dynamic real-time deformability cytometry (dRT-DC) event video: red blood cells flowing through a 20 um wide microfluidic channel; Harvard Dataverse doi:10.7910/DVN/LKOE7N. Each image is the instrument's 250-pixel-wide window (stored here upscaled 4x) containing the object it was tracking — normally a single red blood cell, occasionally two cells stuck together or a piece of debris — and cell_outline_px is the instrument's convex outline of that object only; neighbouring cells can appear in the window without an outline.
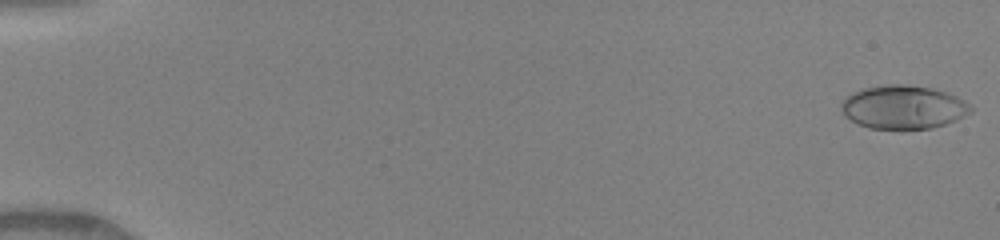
{"species": "human", "species_latin": "Homo sapiens", "temperature_condition": "warm", "stored_images_in_passage": 49, "camera_frame_rate_fps": 3000, "um_per_image_px": 0.085, "donor": {"sex": "female"}, "frame": {"image": 1, "passage_image": 1, "time_ms": 0.0, "image_size_px": [1000, 240], "cell_outline_px": [[972, 112], [956, 120], [932, 128], [868, 128], [844, 116], [840, 104], [848, 96], [864, 88], [888, 84], [904, 84], [932, 88], [956, 96], [964, 100], [972, 108]], "centroid_in_image_um": [76.79, 9.1], "position_along_channel_um": 8.2, "area_um2": 32.37}}
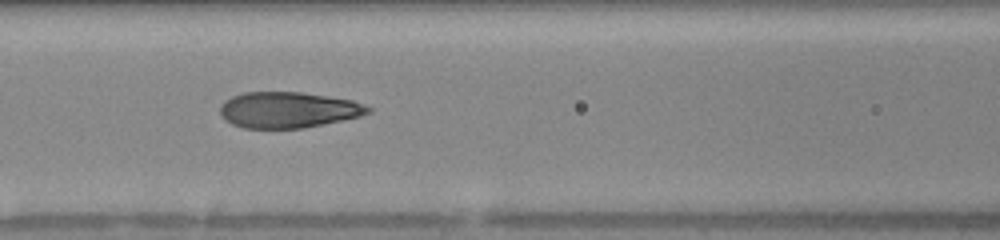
{"frame": {"image": 2, "passage_image": 23, "time_ms": 7.333, "image_size_px": [1000, 240], "cell_outline_px": [[372, 112], [360, 116], [344, 120], [304, 128], [244, 128], [232, 124], [224, 120], [220, 112], [220, 104], [224, 100], [232, 96], [244, 92], [300, 92], [328, 96], [352, 100], [372, 108]], "centroid_in_image_um": [24.48, 9.34], "position_along_channel_um": 142.1, "area_um2": 31.15}}
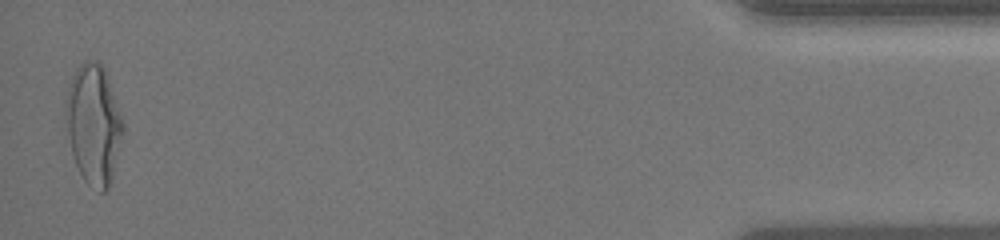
{"frame": {"image": 3, "passage_image": 49, "time_ms": 16.0, "image_size_px": [1000, 240], "cell_outline_px": [[124, 132], [112, 176], [108, 188], [104, 192], [100, 192], [88, 184], [84, 180], [76, 164], [72, 152], [68, 132], [64, 104], [64, 100], [72, 76], [76, 68], [80, 64], [88, 60], [96, 60], [104, 68], [108, 76], [124, 124]], "centroid_in_image_um": [7.96, 10.54], "position_along_channel_um": 427.2, "area_um2": 39.77}, "authors_computed_cell_mechanics": {"area_um2": 31.79, "velocity_mm_per_s": 4.1521, "shape_relaxation_time_tau1_ms": 4.1856, "shape_relaxation_time_tau2_ms": null, "deformation_change_tau1": 0.2309, "deformation_change_tau2": null}}